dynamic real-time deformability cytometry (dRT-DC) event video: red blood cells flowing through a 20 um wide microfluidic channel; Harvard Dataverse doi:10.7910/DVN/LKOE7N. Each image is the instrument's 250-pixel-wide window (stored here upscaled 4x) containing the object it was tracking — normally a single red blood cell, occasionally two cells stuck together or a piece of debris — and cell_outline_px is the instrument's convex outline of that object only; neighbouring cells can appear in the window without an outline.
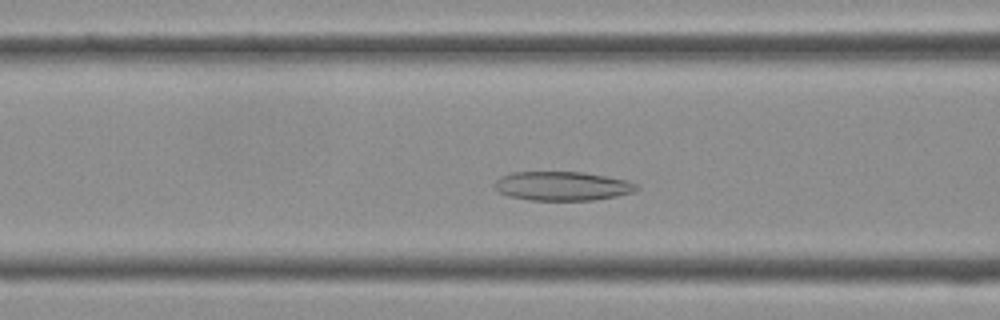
{"species": "Egyptian fruit bat (a non-hibernating species)", "species_latin": "Rousettus aegyptiacus", "temperature_condition": "cold", "stored_images_in_passage": 36, "camera_frame_rate_fps": 3000, "um_per_image_px": 0.085, "frame": {"image": 1, "passage_image": 11, "time_ms": 3.333, "image_size_px": [1000, 320], "cell_outline_px": [[640, 188], [632, 192], [616, 196], [592, 200], [528, 200], [508, 196], [500, 192], [496, 188], [496, 180], [500, 176], [512, 172], [584, 172], [628, 180], [636, 184]], "centroid_in_image_um": [47.8, 15.81], "position_along_channel_um": 118.8, "area_um2": 23.99}}
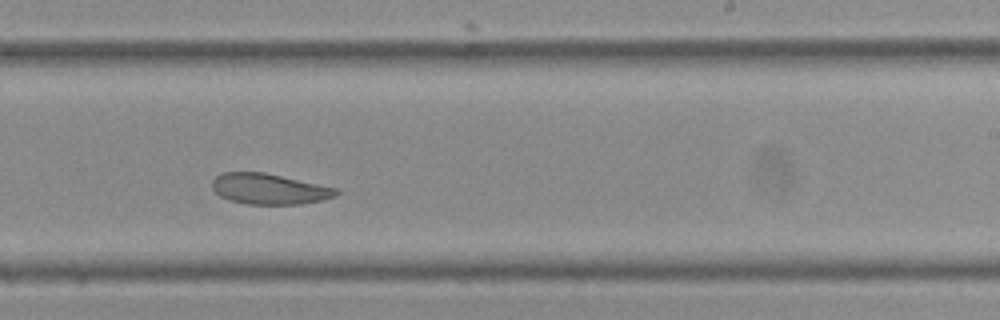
{"frame": {"image": 2, "passage_image": 20, "time_ms": 6.333, "image_size_px": [1000, 320], "cell_outline_px": [[340, 192], [336, 196], [320, 200], [300, 204], [248, 204], [232, 200], [220, 196], [212, 188], [212, 180], [220, 172], [264, 172], [340, 188]], "centroid_in_image_um": [22.91, 16.04], "position_along_channel_um": 266.1, "area_um2": 22.25}}
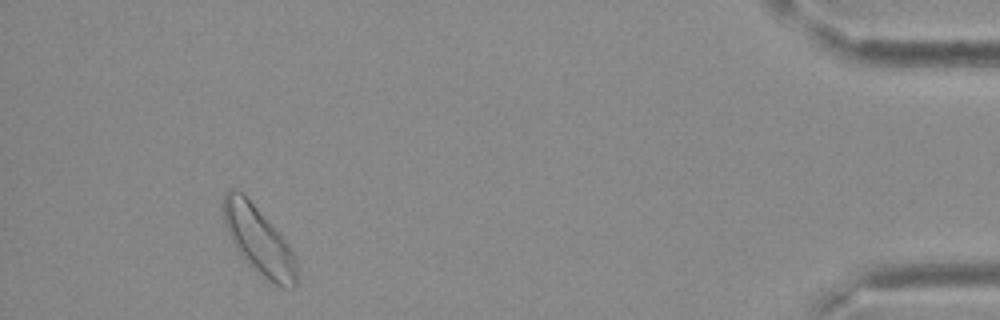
{"frame": {"image": 3, "passage_image": 33, "time_ms": 10.667, "image_size_px": [1000, 320], "cell_outline_px": [[296, 284], [292, 288], [280, 288], [268, 280], [248, 264], [236, 248], [228, 236], [224, 224], [220, 204], [224, 192], [228, 188], [232, 188], [240, 192], [256, 208], [288, 244], [296, 260]], "centroid_in_image_um": [21.92, 20.42], "position_along_channel_um": 413.3, "area_um2": 28.61}}